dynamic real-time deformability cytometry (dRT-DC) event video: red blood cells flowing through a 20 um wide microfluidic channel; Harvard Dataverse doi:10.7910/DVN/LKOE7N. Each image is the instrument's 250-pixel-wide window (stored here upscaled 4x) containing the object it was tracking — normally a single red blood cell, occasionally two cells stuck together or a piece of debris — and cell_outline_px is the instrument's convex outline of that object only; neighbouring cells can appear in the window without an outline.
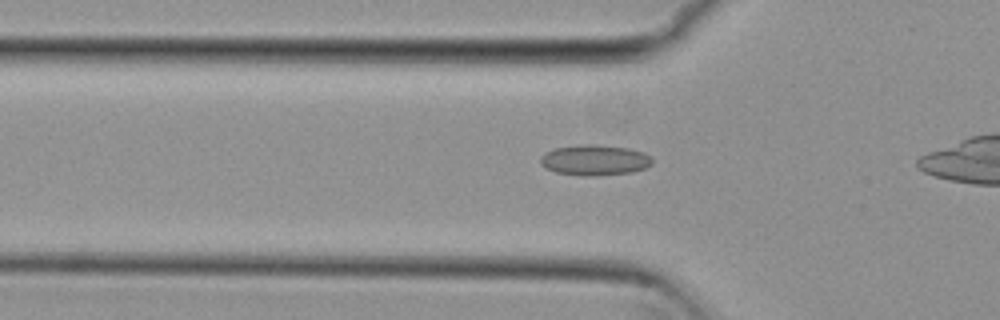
{"species": "common noctule bat (a hibernating species)", "species_latin": "Nyctalus noctula", "temperature_condition": "cold", "stored_images_in_passage": 28, "camera_frame_rate_fps": 3000, "um_per_image_px": 0.085, "animal": {"sex": "female", "body_mass_g": 29.2, "forearm_length_mm": 56.3}, "frame": {"image": 1, "passage_image": 2, "time_ms": 0.333, "image_size_px": [1000, 320], "cell_outline_px": [[652, 164], [644, 168], [632, 172], [596, 176], [584, 176], [556, 172], [540, 164], [540, 156], [544, 152], [556, 148], [580, 144], [592, 144], [628, 148], [644, 152], [652, 160]], "centroid_in_image_um": [50.53, 13.6], "position_along_channel_um": 75.3, "area_um2": 19.88}}
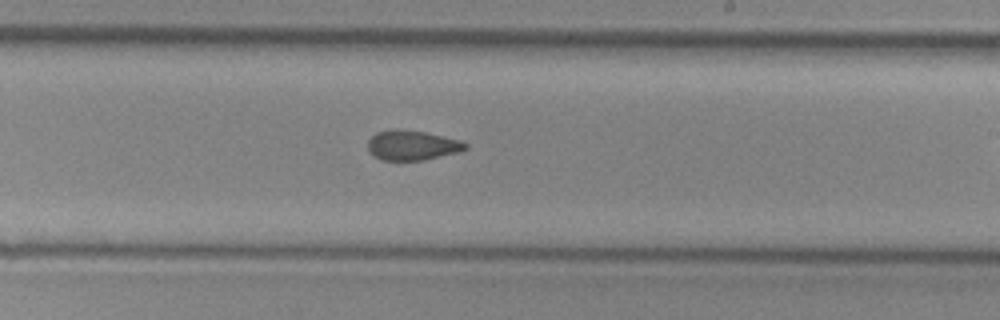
{"frame": {"image": 2, "passage_image": 16, "time_ms": 5.0, "image_size_px": [1000, 320], "cell_outline_px": [[468, 148], [460, 152], [424, 160], [380, 160], [372, 156], [368, 152], [368, 140], [376, 132], [392, 128], [424, 132], [460, 140], [468, 144]], "centroid_in_image_um": [35.01, 12.35], "position_along_channel_um": 254.0, "area_um2": 17.17}}
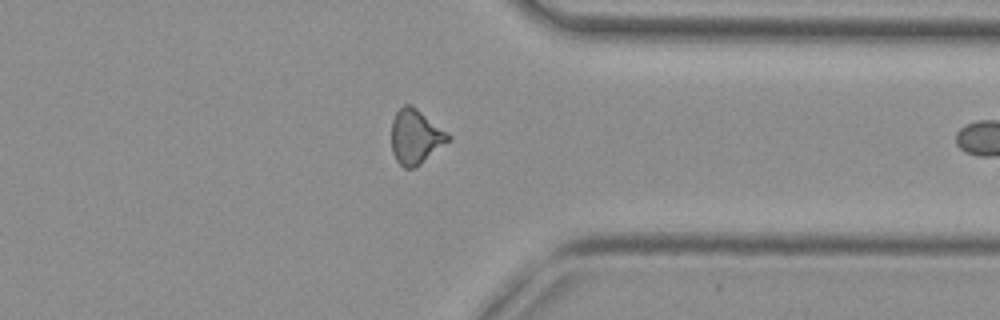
{"frame": {"image": 3, "passage_image": 26, "time_ms": 8.333, "image_size_px": [1000, 320], "cell_outline_px": [[452, 136], [448, 140], [416, 168], [404, 168], [396, 160], [392, 152], [392, 120], [396, 112], [404, 104], [412, 104]], "centroid_in_image_um": [35.3, 11.61], "position_along_channel_um": 376.1, "area_um2": 17.86}}